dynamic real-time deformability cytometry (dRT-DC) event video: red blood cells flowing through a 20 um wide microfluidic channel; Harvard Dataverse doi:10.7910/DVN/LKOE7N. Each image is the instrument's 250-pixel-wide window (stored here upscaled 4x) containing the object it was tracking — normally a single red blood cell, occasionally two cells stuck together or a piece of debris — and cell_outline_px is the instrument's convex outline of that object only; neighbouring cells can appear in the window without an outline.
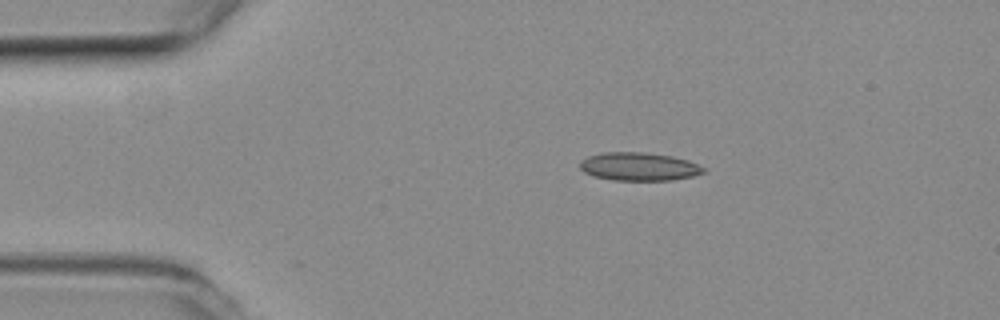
{"species": "common noctule bat (a hibernating species)", "species_latin": "Nyctalus noctula", "temperature_condition": "room temperature", "stored_images_in_passage": 5, "camera_frame_rate_fps": 3000, "um_per_image_px": 0.085, "animal": {"sex": "female", "body_mass_g": 19.3, "forearm_length_mm": 54.1}, "frame": {"image": 1, "passage_image": 1, "time_ms": 0.0, "image_size_px": [1000, 320], "cell_outline_px": [[704, 172], [692, 176], [672, 180], [612, 180], [592, 176], [584, 172], [580, 168], [580, 160], [588, 156], [604, 152], [644, 152], [672, 156], [688, 160], [704, 168]], "centroid_in_image_um": [54.26, 14.16], "position_along_channel_um": 30.7, "area_um2": 20.29}}
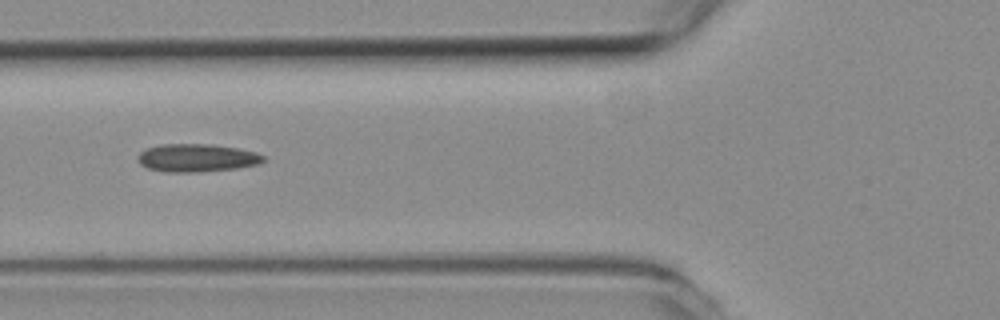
{"frame": {"image": 2, "passage_image": 4, "time_ms": 1.0, "image_size_px": [1000, 320], "cell_outline_px": [[264, 160], [256, 164], [236, 168], [196, 172], [164, 172], [148, 168], [140, 164], [136, 156], [144, 148], [160, 144], [212, 144], [236, 148], [256, 152], [264, 156]], "centroid_in_image_um": [16.66, 13.41], "position_along_channel_um": 109.1, "area_um2": 20.46}}
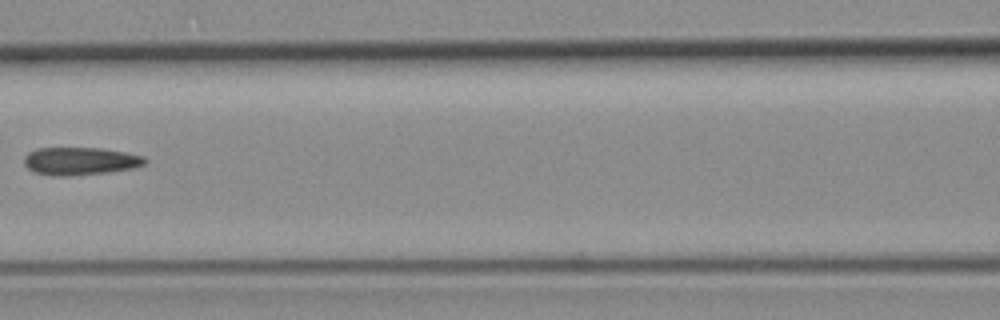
{"frame": {"image": 3, "passage_image": 5, "time_ms": 1.333, "image_size_px": [1000, 320], "cell_outline_px": [[148, 160], [144, 164], [132, 168], [108, 172], [64, 176], [52, 176], [32, 172], [24, 164], [24, 156], [28, 152], [36, 148], [100, 148], [124, 152], [144, 156]], "centroid_in_image_um": [6.77, 13.69], "position_along_channel_um": 159.8, "area_um2": 19.59}}